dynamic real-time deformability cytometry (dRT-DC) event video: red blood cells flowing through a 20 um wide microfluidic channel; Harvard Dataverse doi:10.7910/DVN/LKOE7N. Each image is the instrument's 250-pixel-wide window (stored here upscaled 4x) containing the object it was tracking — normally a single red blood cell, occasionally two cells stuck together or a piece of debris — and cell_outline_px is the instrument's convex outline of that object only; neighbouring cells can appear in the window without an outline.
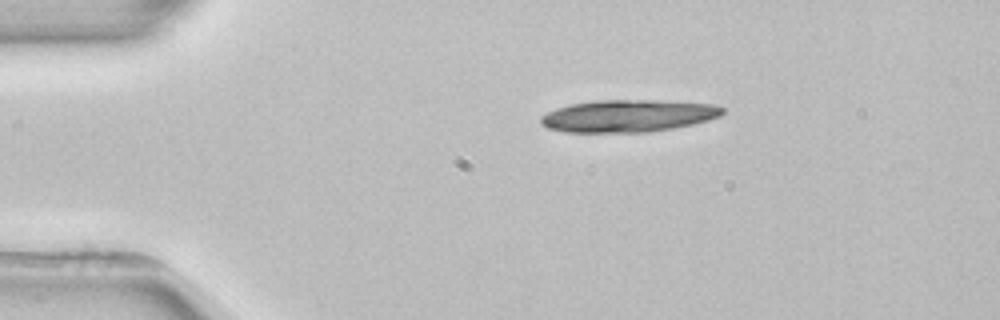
{"species": "common noctule bat (a hibernating species)", "species_latin": "Nyctalus noctula", "temperature_condition": "room temperature", "stored_images_in_passage": 3, "camera_frame_rate_fps": 3000, "um_per_image_px": 0.085, "animal": {"sex": "female", "body_mass_g": 22.7, "forearm_length_mm": 54.2}, "frame": {"image": 1, "passage_image": 3, "time_ms": 2.667, "image_size_px": [1000, 320], "cell_outline_px": [[724, 112], [720, 116], [708, 120], [692, 124], [672, 128], [648, 132], [564, 132], [548, 128], [540, 124], [540, 116], [556, 108], [568, 104], [596, 100], [648, 100], [712, 104], [724, 108]], "centroid_in_image_um": [53.33, 9.85], "position_along_channel_um": 31.7, "area_um2": 34.1}}